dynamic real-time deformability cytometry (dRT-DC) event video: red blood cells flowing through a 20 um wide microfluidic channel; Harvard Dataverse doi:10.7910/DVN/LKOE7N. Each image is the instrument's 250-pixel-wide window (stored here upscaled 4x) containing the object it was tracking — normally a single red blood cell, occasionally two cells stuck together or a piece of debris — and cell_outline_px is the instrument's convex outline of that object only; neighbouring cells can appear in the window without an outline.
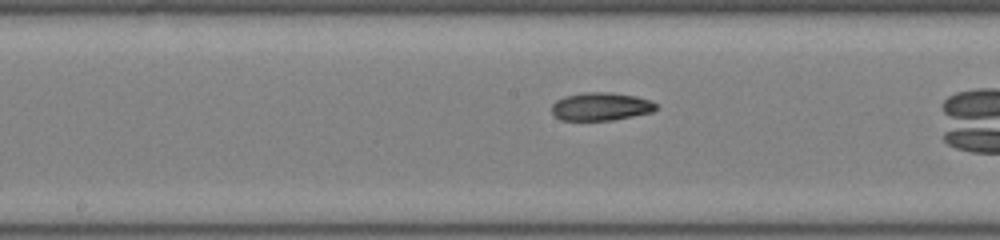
{"species": "common noctule bat (a hibernating species)", "species_latin": "Nyctalus noctula", "temperature_condition": "room temperature", "stored_images_in_passage": 32, "camera_frame_rate_fps": 3000, "um_per_image_px": 0.085, "animal": {"sex": "male", "body_mass_g": 19.0, "forearm_length_mm": 50.8}, "frame": {"image": 1, "passage_image": 19, "time_ms": 6.0, "image_size_px": [1000, 240], "cell_outline_px": [[656, 108], [652, 112], [612, 120], [560, 120], [552, 112], [552, 104], [556, 100], [564, 96], [584, 92], [612, 92], [636, 96], [652, 100], [656, 104]], "centroid_in_image_um": [51.07, 9.04], "position_along_channel_um": 197.1, "area_um2": 17.11}}
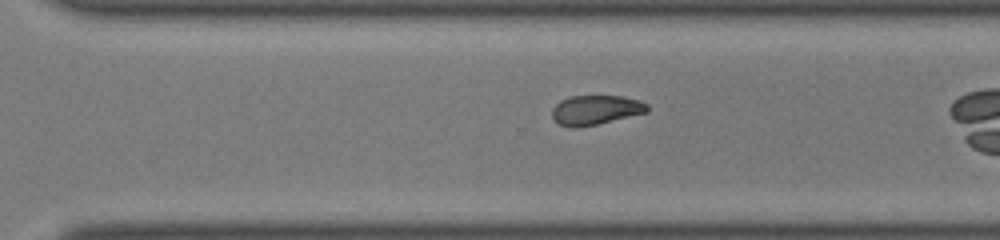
{"frame": {"image": 2, "passage_image": 28, "time_ms": 9.0, "image_size_px": [1000, 240], "cell_outline_px": [[648, 112], [596, 124], [576, 128], [572, 128], [560, 124], [552, 120], [552, 108], [560, 100], [572, 96], [624, 96], [640, 100], [648, 104]], "centroid_in_image_um": [50.62, 9.34], "position_along_channel_um": 320.0, "area_um2": 16.42}}